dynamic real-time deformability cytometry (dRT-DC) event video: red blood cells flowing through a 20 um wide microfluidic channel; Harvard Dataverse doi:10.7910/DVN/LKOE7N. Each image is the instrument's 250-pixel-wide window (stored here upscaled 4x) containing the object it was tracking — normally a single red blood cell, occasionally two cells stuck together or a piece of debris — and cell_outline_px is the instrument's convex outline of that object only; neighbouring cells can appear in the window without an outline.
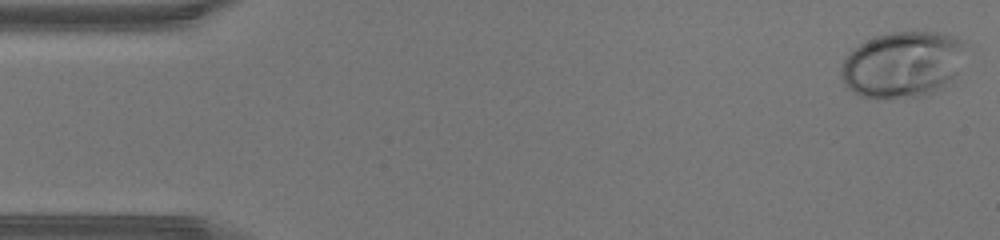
{"species": "human", "species_latin": "Homo sapiens", "temperature_condition": "warm", "stored_images_in_passage": 44, "camera_frame_rate_fps": 3000, "um_per_image_px": 0.085, "donor": {"sex": "male"}, "frame": {"image": 1, "passage_image": 1, "time_ms": 0.0, "image_size_px": [1000, 240], "cell_outline_px": [[968, 44], [956, 72], [952, 80], [940, 88], [924, 96], [876, 100], [860, 96], [848, 88], [844, 84], [840, 76], [840, 68], [848, 52], [860, 44], [876, 36], [892, 32], [944, 32], [956, 36]], "centroid_in_image_um": [76.71, 5.49], "position_along_channel_um": 8.3, "area_um2": 48.61}}
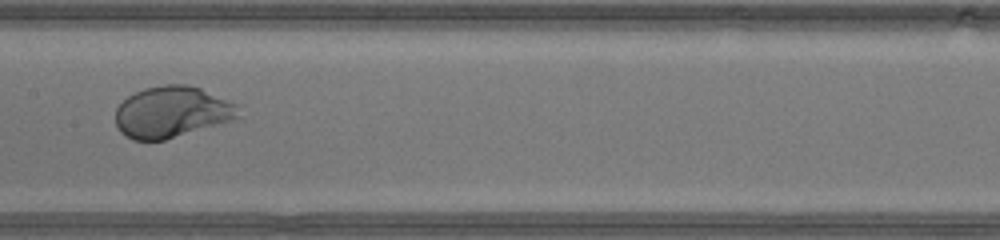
{"frame": {"image": 2, "passage_image": 22, "time_ms": 7.0, "image_size_px": [1000, 240], "cell_outline_px": [[240, 116], [232, 120], [164, 140], [132, 140], [124, 136], [120, 132], [116, 124], [116, 108], [128, 96], [144, 88], [164, 84], [188, 84], [200, 88], [236, 104]], "centroid_in_image_um": [14.57, 9.52], "position_along_channel_um": 192.8, "area_um2": 36.53}}
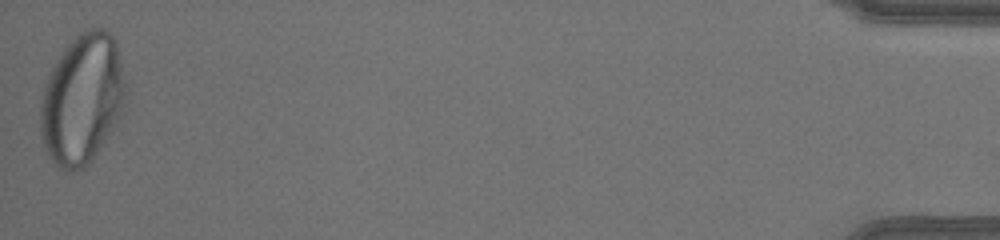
{"frame": {"image": 3, "passage_image": 44, "time_ms": 14.333, "image_size_px": [1000, 240], "cell_outline_px": [[128, 88], [120, 116], [92, 160], [84, 168], [72, 172], [68, 172], [60, 168], [48, 156], [44, 148], [40, 136], [40, 104], [44, 88], [48, 76], [52, 68], [64, 48], [84, 28], [100, 24], [108, 28], [116, 40]], "centroid_in_image_um": [7.01, 8.37], "position_along_channel_um": 428.2, "area_um2": 65.6}}